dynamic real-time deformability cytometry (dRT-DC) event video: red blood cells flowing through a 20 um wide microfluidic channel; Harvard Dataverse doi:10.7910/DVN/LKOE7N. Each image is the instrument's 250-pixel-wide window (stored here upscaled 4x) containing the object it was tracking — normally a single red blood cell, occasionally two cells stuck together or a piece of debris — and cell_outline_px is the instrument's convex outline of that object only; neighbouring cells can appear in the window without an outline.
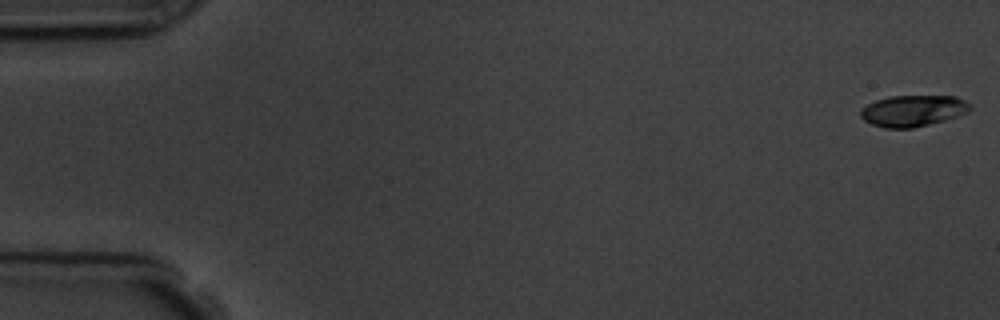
{"species": "common noctule bat (a hibernating species)", "species_latin": "Nyctalus noctula", "temperature_condition": "room temperature", "stored_images_in_passage": 8, "camera_frame_rate_fps": 3000, "um_per_image_px": 0.085, "animal": {"sex": "male", "body_mass_g": 19.5, "forearm_length_mm": 54.6}, "frame": {"image": 1, "passage_image": 1, "time_ms": 0.0, "image_size_px": [1000, 320], "cell_outline_px": [[972, 108], [968, 112], [944, 120], [912, 128], [884, 128], [872, 124], [864, 120], [860, 116], [860, 112], [868, 104], [876, 100], [888, 96], [956, 96], [964, 100]], "centroid_in_image_um": [77.59, 9.41], "position_along_channel_um": 7.4, "area_um2": 19.77}}
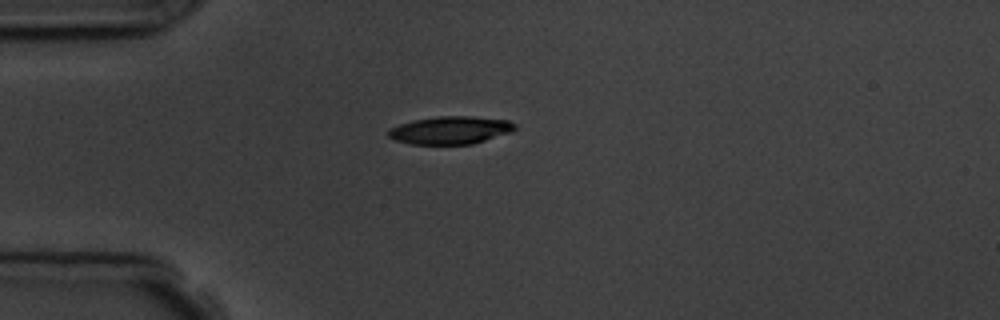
{"frame": {"image": 2, "passage_image": 5, "time_ms": 4.667, "image_size_px": [1000, 320], "cell_outline_px": [[516, 128], [512, 132], [472, 144], [412, 144], [396, 140], [388, 136], [388, 132], [392, 128], [400, 124], [412, 120], [436, 116], [472, 116], [508, 120], [516, 124]], "centroid_in_image_um": [38.32, 11.06], "position_along_channel_um": 46.7, "area_um2": 20.46}}